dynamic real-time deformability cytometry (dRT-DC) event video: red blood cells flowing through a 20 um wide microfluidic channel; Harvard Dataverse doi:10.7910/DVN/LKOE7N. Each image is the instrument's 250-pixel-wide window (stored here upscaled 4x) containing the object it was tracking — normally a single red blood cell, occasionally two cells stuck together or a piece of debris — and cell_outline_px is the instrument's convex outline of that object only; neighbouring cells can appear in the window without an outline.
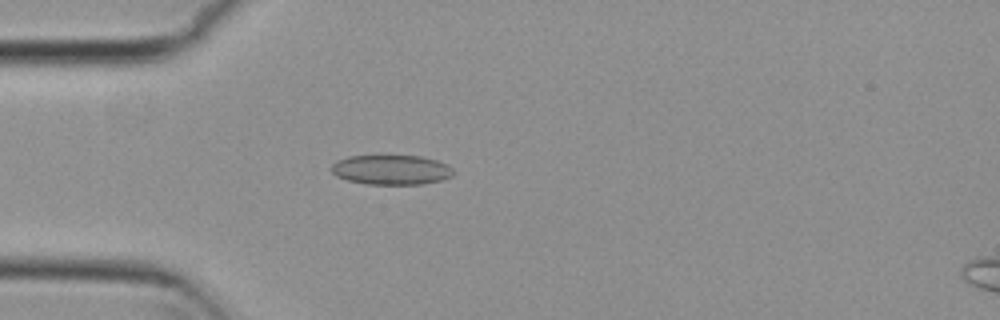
{"species": "common noctule bat (a hibernating species)", "species_latin": "Nyctalus noctula", "temperature_condition": "cold", "stored_images_in_passage": 5, "camera_frame_rate_fps": 3000, "um_per_image_px": 0.085, "animal": {"sex": "female", "body_mass_g": 29.2, "forearm_length_mm": 56.3}, "frame": {"image": 1, "passage_image": 5, "time_ms": 1.333, "image_size_px": [1000, 320], "cell_outline_px": [[456, 172], [452, 176], [440, 180], [424, 184], [368, 184], [348, 180], [336, 176], [328, 168], [336, 160], [348, 156], [420, 156], [436, 160], [448, 164]], "centroid_in_image_um": [33.25, 14.43], "position_along_channel_um": 51.7, "area_um2": 21.27}}